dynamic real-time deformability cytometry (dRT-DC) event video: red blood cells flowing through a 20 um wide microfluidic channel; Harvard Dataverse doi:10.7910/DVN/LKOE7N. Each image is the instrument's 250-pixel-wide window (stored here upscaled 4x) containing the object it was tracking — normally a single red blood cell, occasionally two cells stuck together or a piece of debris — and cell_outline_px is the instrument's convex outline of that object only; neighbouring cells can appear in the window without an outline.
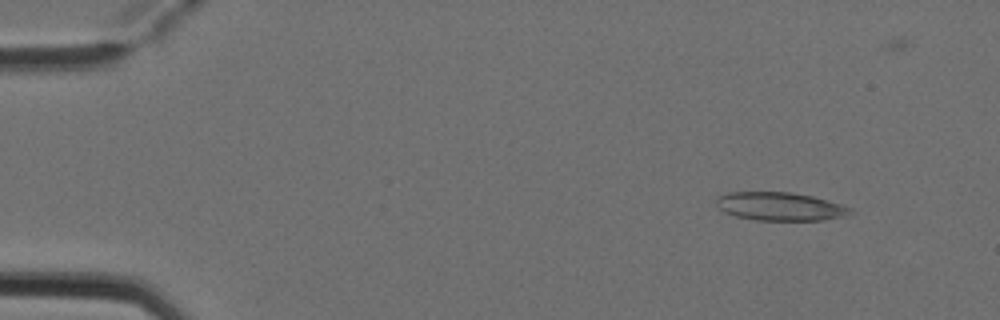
{"species": "Egyptian fruit bat (a non-hibernating species)", "species_latin": "Rousettus aegyptiacus", "temperature_condition": "cold", "stored_images_in_passage": 3, "camera_frame_rate_fps": 3000, "um_per_image_px": 0.085, "animal": {"sex": "female"}, "frame": {"image": 1, "passage_image": 1, "time_ms": 0.0, "image_size_px": [1000, 320], "cell_outline_px": [[852, 212], [844, 216], [824, 220], [756, 220], [736, 216], [724, 212], [716, 204], [716, 196], [728, 192], [792, 192], [812, 196], [844, 204], [852, 208]], "centroid_in_image_um": [66.31, 17.54], "position_along_channel_um": 18.7, "area_um2": 22.25}}